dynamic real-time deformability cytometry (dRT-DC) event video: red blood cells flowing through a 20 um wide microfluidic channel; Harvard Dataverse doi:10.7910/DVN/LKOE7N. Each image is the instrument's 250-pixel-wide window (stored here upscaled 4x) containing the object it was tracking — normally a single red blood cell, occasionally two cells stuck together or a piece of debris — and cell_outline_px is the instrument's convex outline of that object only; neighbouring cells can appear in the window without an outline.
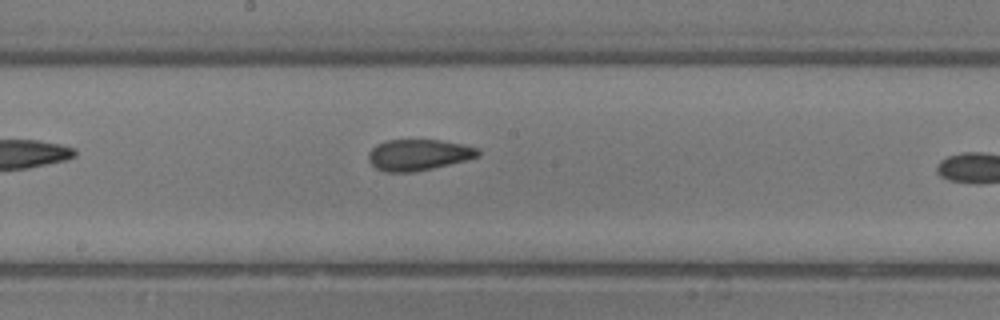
{"species": "common noctule bat (a hibernating species)", "species_latin": "Nyctalus noctula", "temperature_condition": "room temperature", "stored_images_in_passage": 9, "camera_frame_rate_fps": 3000, "um_per_image_px": 0.085, "animal": {"sex": "male", "body_mass_g": 13.3}, "frame": {"image": 1, "passage_image": 8, "time_ms": 8.0, "image_size_px": [1000, 320], "cell_outline_px": [[480, 156], [432, 168], [412, 172], [384, 172], [376, 168], [368, 160], [368, 152], [376, 144], [384, 140], [440, 140], [464, 144], [480, 148]], "centroid_in_image_um": [35.55, 13.15], "position_along_channel_um": 212.6, "area_um2": 19.94}}